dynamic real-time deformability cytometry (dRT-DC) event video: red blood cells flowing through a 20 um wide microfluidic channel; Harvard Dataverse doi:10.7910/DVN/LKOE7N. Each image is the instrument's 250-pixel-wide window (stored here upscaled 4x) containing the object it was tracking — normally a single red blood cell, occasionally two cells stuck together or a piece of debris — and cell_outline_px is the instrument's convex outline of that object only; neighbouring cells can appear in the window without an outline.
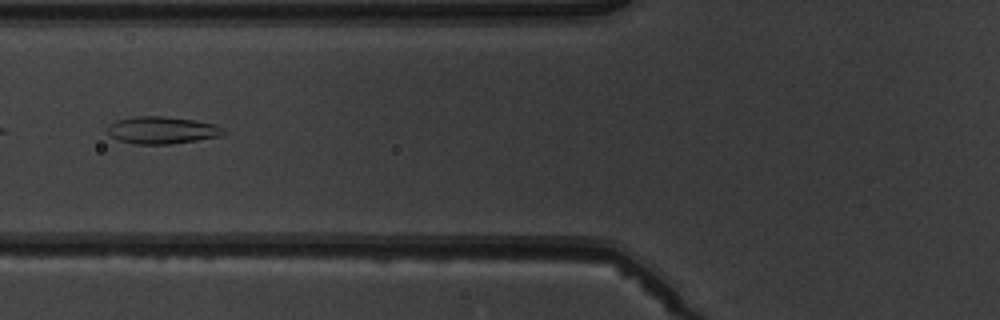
{"species": "common noctule bat (a hibernating species)", "species_latin": "Nyctalus noctula", "temperature_condition": "warm", "stored_images_in_passage": 4, "camera_frame_rate_fps": 3000, "um_per_image_px": 0.085, "animal": {"sex": "male", "body_mass_g": 19.5, "forearm_length_mm": 54.6}, "frame": {"image": 1, "passage_image": 4, "time_ms": 3.333, "image_size_px": [1000, 320], "cell_outline_px": [[228, 132], [220, 136], [172, 144], [136, 144], [120, 140], [112, 136], [108, 132], [108, 124], [116, 120], [136, 116], [164, 116], [192, 120], [212, 124], [224, 128]], "centroid_in_image_um": [13.78, 11.06], "position_along_channel_um": 112.0, "area_um2": 18.26}}